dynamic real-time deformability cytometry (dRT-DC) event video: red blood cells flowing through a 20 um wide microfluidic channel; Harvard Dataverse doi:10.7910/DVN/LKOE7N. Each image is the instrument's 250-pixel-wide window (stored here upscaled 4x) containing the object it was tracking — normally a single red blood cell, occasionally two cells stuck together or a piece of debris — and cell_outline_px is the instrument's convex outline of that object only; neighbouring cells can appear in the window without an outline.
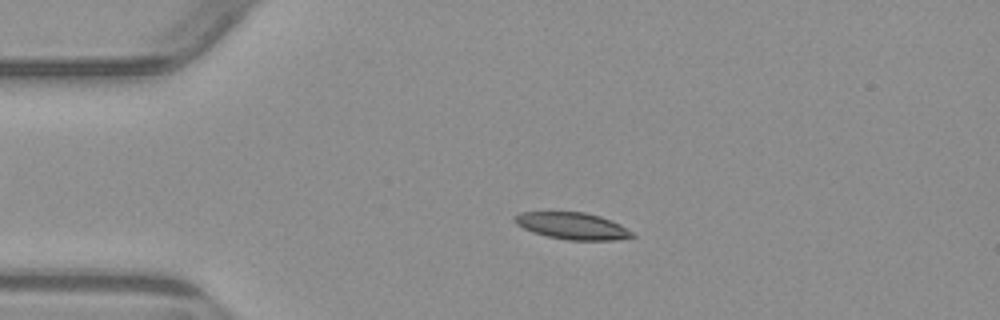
{"species": "common noctule bat (a hibernating species)", "species_latin": "Nyctalus noctula", "temperature_condition": "warm", "stored_images_in_passage": 3, "camera_frame_rate_fps": 3000, "um_per_image_px": 0.085, "animal": {"sex": "male", "body_mass_g": 23.1, "forearm_length_mm": 52.7}, "frame": {"image": 1, "passage_image": 2, "time_ms": 2.333, "image_size_px": [1000, 320], "cell_outline_px": [[636, 236], [616, 240], [568, 240], [548, 236], [532, 232], [516, 224], [512, 220], [512, 216], [520, 212], [584, 212], [600, 216], [620, 224], [632, 232]], "centroid_in_image_um": [48.62, 19.2], "position_along_channel_um": 36.4, "area_um2": 18.38}}